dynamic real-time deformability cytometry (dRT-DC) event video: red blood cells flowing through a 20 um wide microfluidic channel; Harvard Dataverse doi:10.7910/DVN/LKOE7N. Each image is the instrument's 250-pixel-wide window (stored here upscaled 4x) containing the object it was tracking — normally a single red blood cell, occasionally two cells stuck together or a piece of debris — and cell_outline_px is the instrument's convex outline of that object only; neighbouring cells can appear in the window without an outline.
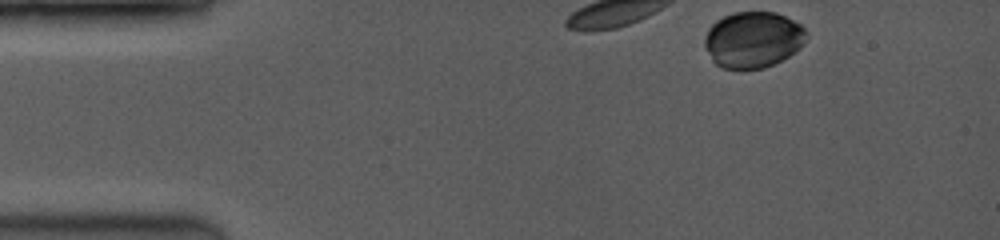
{"species": "common noctule bat (a hibernating species)", "species_latin": "Nyctalus noctula", "temperature_condition": "room temperature", "stored_images_in_passage": 12, "camera_frame_rate_fps": 3500, "um_per_image_px": 0.085, "animal": {"sex": "female", "body_mass_g": 19.0, "forearm_length_mm": 53.3}, "frame": {"image": 1, "passage_image": 1, "time_ms": 0.0, "image_size_px": [1000, 240], "cell_outline_px": [[808, 36], [804, 44], [796, 52], [764, 68], [720, 68], [712, 60], [704, 48], [704, 36], [708, 28], [716, 20], [732, 12], [776, 12], [800, 24], [808, 32]], "centroid_in_image_um": [64.0, 3.36], "position_along_channel_um": 21.0, "area_um2": 33.52}}